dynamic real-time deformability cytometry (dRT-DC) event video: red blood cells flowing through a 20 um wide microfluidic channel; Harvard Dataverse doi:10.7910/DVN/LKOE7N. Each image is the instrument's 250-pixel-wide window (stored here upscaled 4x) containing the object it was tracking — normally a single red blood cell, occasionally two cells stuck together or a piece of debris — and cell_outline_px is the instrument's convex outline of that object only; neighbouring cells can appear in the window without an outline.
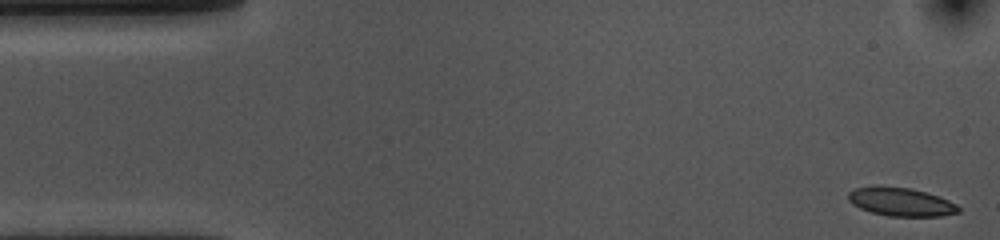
{"species": "common noctule bat (a hibernating species)", "species_latin": "Nyctalus noctula", "temperature_condition": "cold", "stored_images_in_passage": 54, "camera_frame_rate_fps": 3000, "um_per_image_px": 0.085, "animal": {"sex": "female", "body_mass_g": 10.0, "forearm_length_mm": 53.1}, "frame": {"image": 1, "passage_image": 1, "time_ms": 0.0, "image_size_px": [1000, 240], "cell_outline_px": [[960, 212], [940, 216], [888, 216], [872, 212], [860, 208], [852, 204], [848, 200], [848, 192], [856, 188], [880, 184], [912, 188], [948, 200], [956, 204], [960, 208]], "centroid_in_image_um": [76.53, 17.14], "position_along_channel_um": 8.5, "area_um2": 18.44}}
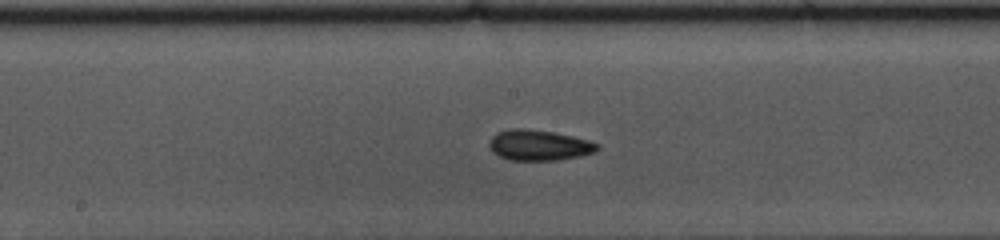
{"frame": {"image": 2, "passage_image": 26, "time_ms": 8.333, "image_size_px": [1000, 240], "cell_outline_px": [[600, 148], [596, 152], [580, 156], [556, 160], [512, 160], [500, 156], [492, 152], [488, 144], [492, 136], [496, 132], [512, 128], [520, 128], [552, 132], [572, 136], [588, 140], [600, 144]], "centroid_in_image_um": [45.82, 12.34], "position_along_channel_um": 202.4, "area_um2": 19.25}}
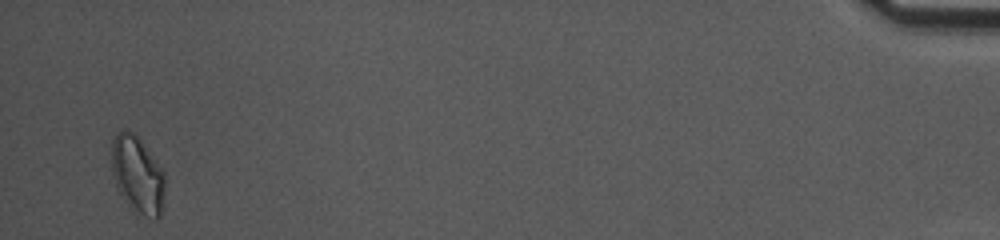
{"frame": {"image": 3, "passage_image": 52, "time_ms": 17.0, "image_size_px": [1000, 240], "cell_outline_px": [[164, 188], [160, 216], [156, 220], [136, 216], [116, 188], [112, 172], [112, 140], [116, 132], [120, 128], [128, 128], [140, 140], [164, 172]], "centroid_in_image_um": [11.66, 14.88], "position_along_channel_um": 423.5, "area_um2": 24.28}, "authors_computed_cell_mechanics": {"area_um2": 18.6983, "velocity_mm_per_s": 3.6066, "shape_relaxation_time_tau1_ms": 3.199, "shape_relaxation_time_tau2_ms": 5.4954, "deformation_change_tau1": 0.1028, "deformation_change_tau2": 0.09}}